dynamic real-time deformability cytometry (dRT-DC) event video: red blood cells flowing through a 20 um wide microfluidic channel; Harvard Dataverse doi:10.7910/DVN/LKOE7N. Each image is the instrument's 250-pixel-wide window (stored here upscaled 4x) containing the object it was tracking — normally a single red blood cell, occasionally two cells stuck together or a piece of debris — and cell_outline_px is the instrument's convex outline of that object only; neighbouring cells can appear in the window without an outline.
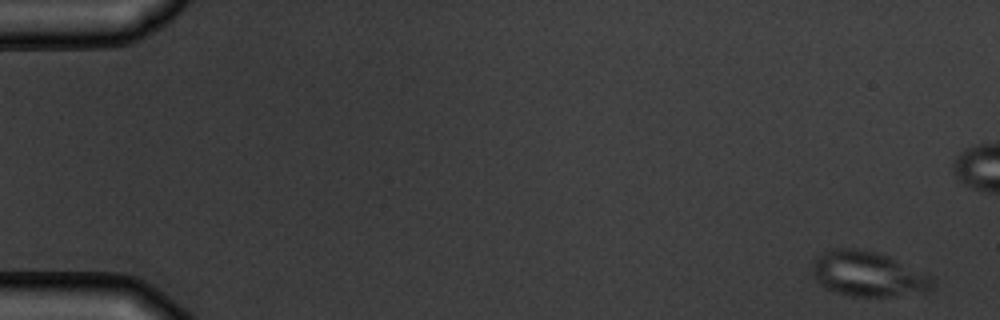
{"species": "common noctule bat (a hibernating species)", "species_latin": "Nyctalus noctula", "temperature_condition": "warm", "stored_images_in_passage": 10, "camera_frame_rate_fps": 3000, "um_per_image_px": 0.085, "animal": {"sex": "male", "body_mass_g": 19.5, "forearm_length_mm": 54.6}, "frame": {"image": 1, "passage_image": 1, "time_ms": 0.0, "image_size_px": [1000, 320], "cell_outline_px": [[932, 288], [928, 292], [888, 296], [852, 296], [836, 292], [820, 284], [812, 276], [812, 264], [816, 256], [828, 248], [852, 248], [876, 252], [888, 256], [932, 276]], "centroid_in_image_um": [73.74, 23.28], "position_along_channel_um": 11.3, "area_um2": 31.5}}